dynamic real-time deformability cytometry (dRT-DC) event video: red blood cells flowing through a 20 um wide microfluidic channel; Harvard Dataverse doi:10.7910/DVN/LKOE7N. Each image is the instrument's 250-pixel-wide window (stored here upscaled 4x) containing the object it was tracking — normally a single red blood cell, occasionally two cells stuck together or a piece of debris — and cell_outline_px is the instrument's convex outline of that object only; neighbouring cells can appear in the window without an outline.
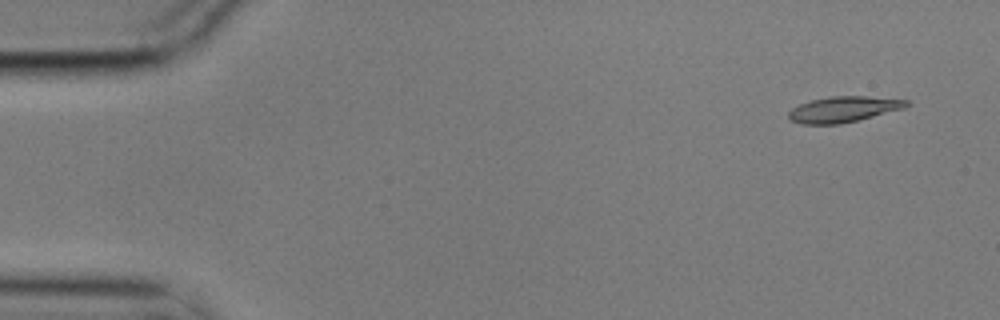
{"species": "common noctule bat (a hibernating species)", "species_latin": "Nyctalus noctula", "temperature_condition": "cold", "stored_images_in_passage": 10, "camera_frame_rate_fps": 3000, "um_per_image_px": 0.085, "animal": {"sex": "male", "body_mass_g": 17.9}, "frame": {"image": 1, "passage_image": 1, "time_ms": 0.0, "image_size_px": [1000, 320], "cell_outline_px": [[912, 104], [904, 108], [840, 124], [800, 124], [788, 120], [788, 112], [792, 108], [800, 104], [812, 100], [832, 96], [864, 96], [908, 100]], "centroid_in_image_um": [71.66, 9.29], "position_along_channel_um": 13.3, "area_um2": 17.57}}
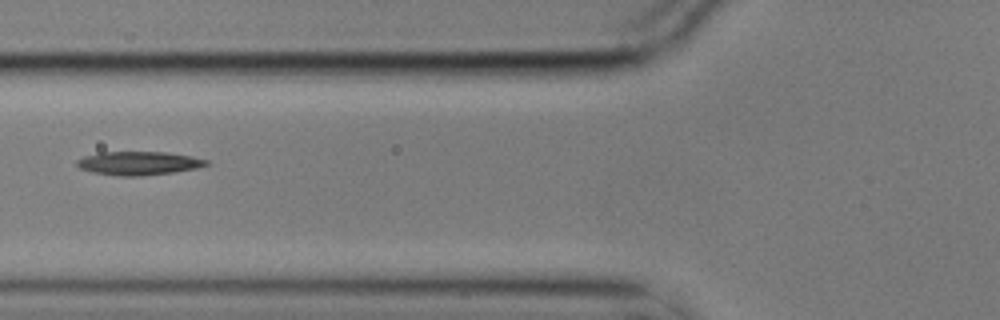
{"frame": {"image": 2, "passage_image": 6, "time_ms": 1.667, "image_size_px": [1000, 320], "cell_outline_px": [[208, 164], [196, 168], [172, 172], [140, 176], [116, 176], [92, 172], [80, 168], [76, 164], [76, 160], [84, 156], [100, 152], [164, 152], [192, 156], [208, 160]], "centroid_in_image_um": [11.75, 13.87], "position_along_channel_um": 114.1, "area_um2": 17.69}}
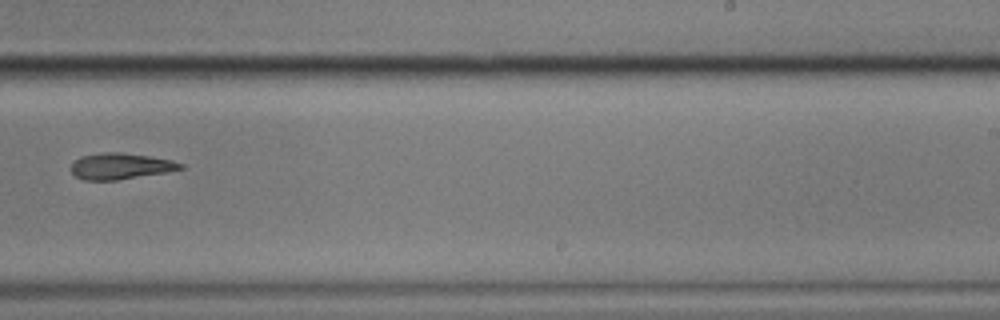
{"frame": {"image": 3, "passage_image": 10, "time_ms": 3.0, "image_size_px": [1000, 320], "cell_outline_px": [[184, 168], [164, 172], [116, 180], [84, 180], [76, 176], [72, 172], [72, 160], [80, 156], [104, 152], [120, 152], [148, 156], [172, 160], [184, 164]], "centroid_in_image_um": [10.21, 14.11], "position_along_channel_um": 278.8, "area_um2": 16.53}}